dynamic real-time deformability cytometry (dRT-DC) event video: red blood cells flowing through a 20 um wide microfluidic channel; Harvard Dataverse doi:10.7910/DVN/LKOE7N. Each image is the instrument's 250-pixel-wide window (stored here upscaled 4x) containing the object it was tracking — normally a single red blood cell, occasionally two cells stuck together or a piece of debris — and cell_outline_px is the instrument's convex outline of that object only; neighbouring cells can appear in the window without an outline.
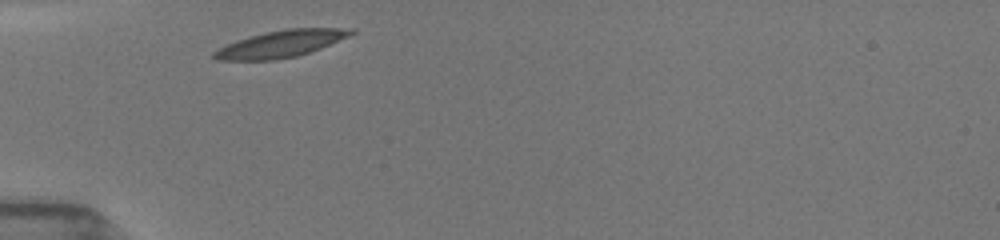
{"species": "common noctule bat (a hibernating species)", "species_latin": "Nyctalus noctula", "temperature_condition": "room temperature", "stored_images_in_passage": 5, "camera_frame_rate_fps": 3000, "um_per_image_px": 0.085, "animal": {"sex": "female", "body_mass_g": 19.5, "forearm_length_mm": 54.1}, "frame": {"image": 1, "passage_image": 1, "time_ms": 0.0, "image_size_px": [1000, 240], "cell_outline_px": [[356, 32], [348, 36], [320, 48], [296, 56], [276, 60], [216, 60], [212, 56], [212, 52], [236, 40], [264, 32], [288, 28], [356, 28]], "centroid_in_image_um": [23.86, 3.72], "position_along_channel_um": 61.1, "area_um2": 21.33}}
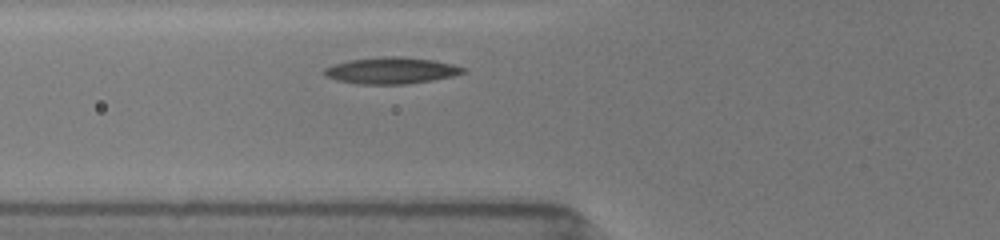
{"frame": {"image": 2, "passage_image": 2, "time_ms": 1.0, "image_size_px": [1000, 240], "cell_outline_px": [[468, 72], [452, 76], [432, 80], [408, 84], [356, 84], [336, 80], [324, 76], [320, 72], [324, 68], [332, 64], [352, 60], [380, 56], [400, 56], [436, 60], [468, 68]], "centroid_in_image_um": [33.25, 5.99], "position_along_channel_um": 92.5, "area_um2": 21.85}}
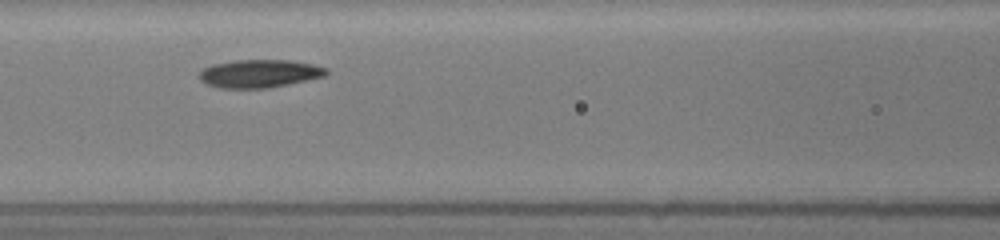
{"frame": {"image": 3, "passage_image": 4, "time_ms": 2.333, "image_size_px": [1000, 240], "cell_outline_px": [[328, 72], [324, 76], [308, 80], [268, 88], [220, 88], [204, 84], [196, 76], [204, 68], [212, 64], [232, 60], [288, 60], [312, 64], [328, 68]], "centroid_in_image_um": [22.0, 6.25], "position_along_channel_um": 144.6, "area_um2": 20.92}}